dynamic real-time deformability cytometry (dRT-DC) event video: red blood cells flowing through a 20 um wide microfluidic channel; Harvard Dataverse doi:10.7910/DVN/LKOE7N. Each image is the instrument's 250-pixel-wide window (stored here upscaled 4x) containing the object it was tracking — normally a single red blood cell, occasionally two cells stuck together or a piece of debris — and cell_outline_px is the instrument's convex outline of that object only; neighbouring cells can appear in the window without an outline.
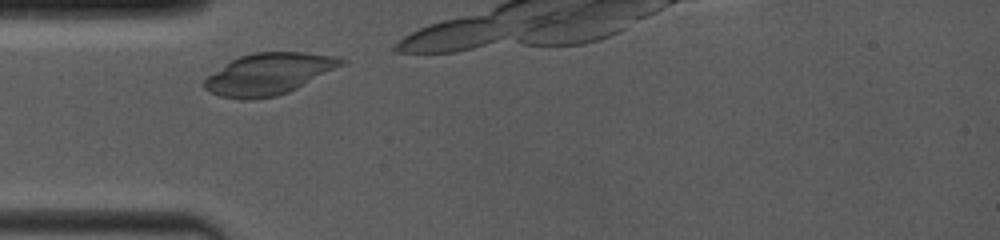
{"species": "common noctule bat (a hibernating species)", "species_latin": "Nyctalus noctula", "temperature_condition": "room temperature", "stored_images_in_passage": 4, "camera_frame_rate_fps": 4000, "um_per_image_px": 0.085, "animal": {"sex": "female", "body_mass_g": 19.0, "forearm_length_mm": 53.3}, "frame": {"image": 1, "passage_image": 1, "time_ms": 0.0, "image_size_px": [1000, 240], "cell_outline_px": [[348, 60], [344, 64], [288, 92], [276, 96], [252, 100], [240, 100], [220, 96], [208, 92], [200, 84], [208, 76], [232, 60], [240, 56], [252, 52], [304, 52], [332, 56]], "centroid_in_image_um": [22.79, 6.3], "position_along_channel_um": 62.2, "area_um2": 32.95}}